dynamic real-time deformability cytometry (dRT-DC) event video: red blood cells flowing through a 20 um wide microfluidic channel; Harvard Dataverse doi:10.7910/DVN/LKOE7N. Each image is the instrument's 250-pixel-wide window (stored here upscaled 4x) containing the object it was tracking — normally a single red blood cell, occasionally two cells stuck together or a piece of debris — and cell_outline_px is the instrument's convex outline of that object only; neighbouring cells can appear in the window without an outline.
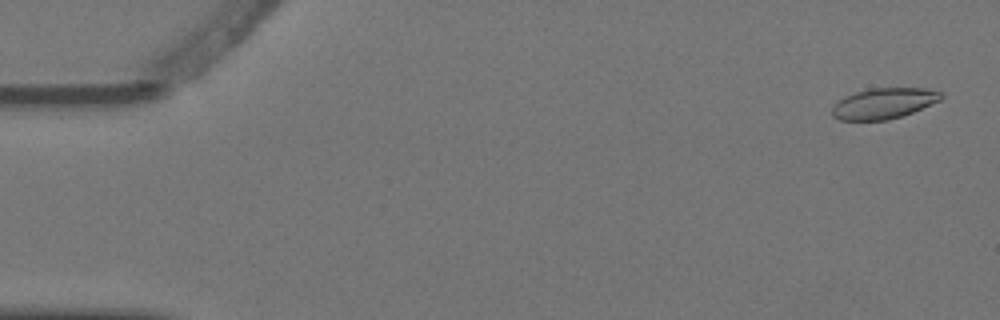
{"species": "Egyptian fruit bat (a non-hibernating species)", "species_latin": "Rousettus aegyptiacus", "temperature_condition": "warm", "stored_images_in_passage": 9, "camera_frame_rate_fps": 3000, "um_per_image_px": 0.085, "animal": {"sex": "female"}, "frame": {"image": 1, "passage_image": 1, "time_ms": 0.0, "image_size_px": [1000, 320], "cell_outline_px": [[944, 96], [940, 100], [904, 116], [888, 120], [840, 120], [832, 116], [832, 108], [840, 100], [856, 92], [872, 88], [924, 88], [940, 92]], "centroid_in_image_um": [75.14, 8.8], "position_along_channel_um": 9.9, "area_um2": 19.31}}
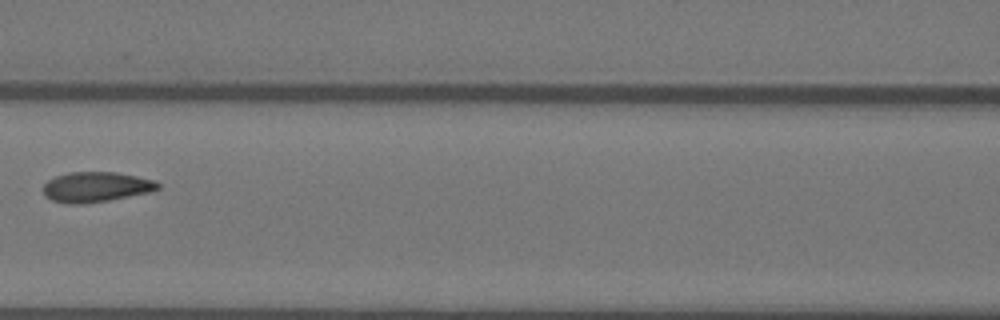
{"frame": {"image": 2, "passage_image": 6, "time_ms": 1.667, "image_size_px": [1000, 320], "cell_outline_px": [[160, 188], [152, 192], [108, 200], [84, 204], [68, 204], [52, 200], [44, 196], [44, 184], [48, 180], [56, 176], [68, 172], [116, 172], [156, 180], [160, 184]], "centroid_in_image_um": [8.18, 15.89], "position_along_channel_um": 158.4, "area_um2": 20.29}}
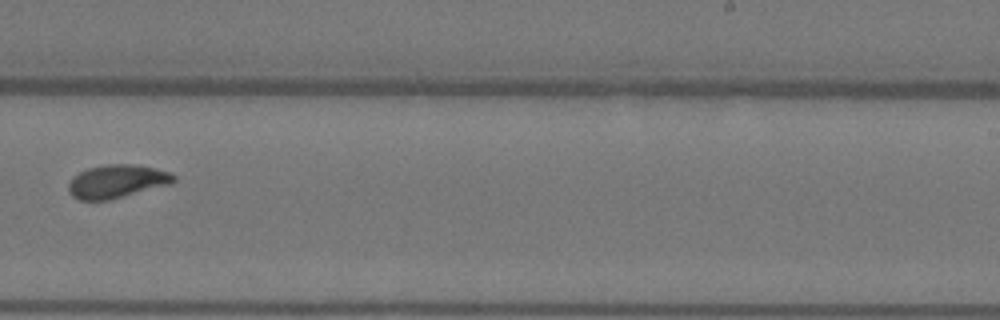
{"frame": {"image": 3, "passage_image": 9, "time_ms": 2.667, "image_size_px": [1000, 320], "cell_outline_px": [[176, 180], [172, 184], [108, 200], [80, 200], [72, 196], [68, 192], [68, 184], [72, 176], [88, 168], [108, 164], [132, 164], [156, 168], [172, 172], [176, 176]], "centroid_in_image_um": [9.96, 15.41], "position_along_channel_um": 279.0, "area_um2": 20.58}}